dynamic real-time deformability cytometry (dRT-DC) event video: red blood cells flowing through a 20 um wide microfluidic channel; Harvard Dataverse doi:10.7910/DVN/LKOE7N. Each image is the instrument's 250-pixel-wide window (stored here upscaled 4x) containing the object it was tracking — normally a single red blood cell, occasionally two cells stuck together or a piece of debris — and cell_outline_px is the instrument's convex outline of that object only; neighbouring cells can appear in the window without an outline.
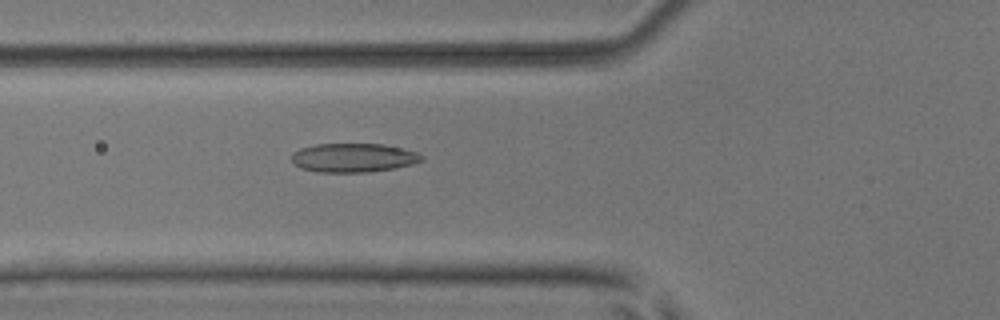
{"species": "common noctule bat (a hibernating species)", "species_latin": "Nyctalus noctula", "temperature_condition": "room temperature", "stored_images_in_passage": 54, "camera_frame_rate_fps": 3000, "um_per_image_px": 0.085, "animal": {"sex": "male", "body_mass_g": 17.9, "forearm_length_mm": 54.2}, "frame": {"image": 1, "passage_image": 20, "time_ms": 6.333, "image_size_px": [1000, 320], "cell_outline_px": [[424, 160], [412, 164], [392, 168], [368, 172], [316, 172], [300, 168], [292, 160], [292, 152], [300, 148], [316, 144], [384, 144], [416, 152], [424, 156]], "centroid_in_image_um": [30.02, 13.4], "position_along_channel_um": 95.8, "area_um2": 21.85}}
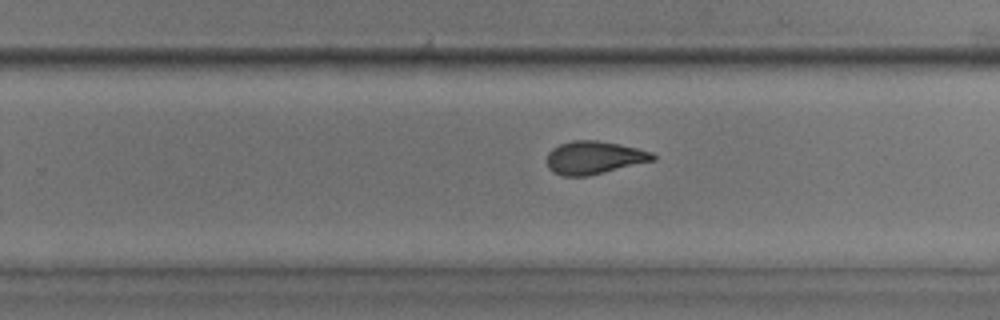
{"frame": {"image": 2, "passage_image": 34, "time_ms": 11.0, "image_size_px": [1000, 320], "cell_outline_px": [[656, 160], [588, 176], [564, 176], [552, 172], [548, 168], [548, 152], [552, 148], [560, 144], [572, 140], [596, 140], [620, 144], [652, 152], [656, 156]], "centroid_in_image_um": [50.5, 13.4], "position_along_channel_um": 279.3, "area_um2": 20.4}}
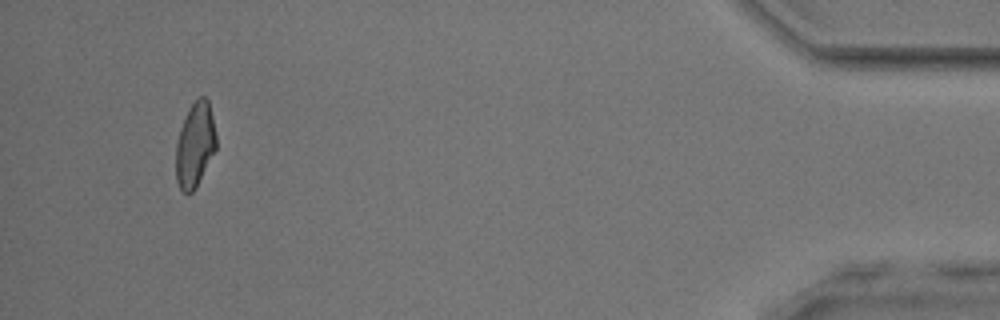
{"frame": {"image": 3, "passage_image": 50, "time_ms": 16.333, "image_size_px": [1000, 320], "cell_outline_px": [[216, 148], [196, 188], [192, 192], [184, 192], [180, 188], [176, 180], [176, 144], [180, 128], [184, 116], [188, 108], [200, 96], [204, 96], [208, 100], [216, 132]], "centroid_in_image_um": [16.57, 12.3], "position_along_channel_um": 418.6, "area_um2": 19.83}, "authors_computed_cell_mechanics": {"area_um2": 20.9525, "velocity_mm_per_s": 3.9423, "shape_relaxation_time_tau1_ms": null, "shape_relaxation_time_tau2_ms": 2.2619, "deformation_change_tau1": null, "deformation_change_tau2": 0.0895}}